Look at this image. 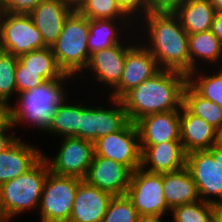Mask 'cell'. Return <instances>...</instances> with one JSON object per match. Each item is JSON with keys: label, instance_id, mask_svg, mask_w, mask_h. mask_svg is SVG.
I'll use <instances>...</instances> for the list:
<instances>
[{"label": "cell", "instance_id": "cell-10", "mask_svg": "<svg viewBox=\"0 0 222 222\" xmlns=\"http://www.w3.org/2000/svg\"><path fill=\"white\" fill-rule=\"evenodd\" d=\"M94 155L122 163L134 172L141 166L140 140L136 124L129 121L121 130L98 138L94 142Z\"/></svg>", "mask_w": 222, "mask_h": 222}, {"label": "cell", "instance_id": "cell-30", "mask_svg": "<svg viewBox=\"0 0 222 222\" xmlns=\"http://www.w3.org/2000/svg\"><path fill=\"white\" fill-rule=\"evenodd\" d=\"M75 10L89 20L94 19H130L115 0H82Z\"/></svg>", "mask_w": 222, "mask_h": 222}, {"label": "cell", "instance_id": "cell-37", "mask_svg": "<svg viewBox=\"0 0 222 222\" xmlns=\"http://www.w3.org/2000/svg\"><path fill=\"white\" fill-rule=\"evenodd\" d=\"M120 9L133 21L139 20L147 13L146 0H115ZM137 20V21H136Z\"/></svg>", "mask_w": 222, "mask_h": 222}, {"label": "cell", "instance_id": "cell-22", "mask_svg": "<svg viewBox=\"0 0 222 222\" xmlns=\"http://www.w3.org/2000/svg\"><path fill=\"white\" fill-rule=\"evenodd\" d=\"M188 47L190 72L203 68L201 63H205V71L209 70L206 68H210V65L215 68L222 67V42L213 34L212 30L188 34Z\"/></svg>", "mask_w": 222, "mask_h": 222}, {"label": "cell", "instance_id": "cell-43", "mask_svg": "<svg viewBox=\"0 0 222 222\" xmlns=\"http://www.w3.org/2000/svg\"><path fill=\"white\" fill-rule=\"evenodd\" d=\"M166 215H141L139 214L136 222H163Z\"/></svg>", "mask_w": 222, "mask_h": 222}, {"label": "cell", "instance_id": "cell-46", "mask_svg": "<svg viewBox=\"0 0 222 222\" xmlns=\"http://www.w3.org/2000/svg\"><path fill=\"white\" fill-rule=\"evenodd\" d=\"M215 12H222V0H210Z\"/></svg>", "mask_w": 222, "mask_h": 222}, {"label": "cell", "instance_id": "cell-24", "mask_svg": "<svg viewBox=\"0 0 222 222\" xmlns=\"http://www.w3.org/2000/svg\"><path fill=\"white\" fill-rule=\"evenodd\" d=\"M173 13L184 30L193 34L211 30L216 12L210 0H183Z\"/></svg>", "mask_w": 222, "mask_h": 222}, {"label": "cell", "instance_id": "cell-42", "mask_svg": "<svg viewBox=\"0 0 222 222\" xmlns=\"http://www.w3.org/2000/svg\"><path fill=\"white\" fill-rule=\"evenodd\" d=\"M213 222H222V202L212 203Z\"/></svg>", "mask_w": 222, "mask_h": 222}, {"label": "cell", "instance_id": "cell-14", "mask_svg": "<svg viewBox=\"0 0 222 222\" xmlns=\"http://www.w3.org/2000/svg\"><path fill=\"white\" fill-rule=\"evenodd\" d=\"M131 174L126 165L94 155L83 180L113 196H121L126 195Z\"/></svg>", "mask_w": 222, "mask_h": 222}, {"label": "cell", "instance_id": "cell-48", "mask_svg": "<svg viewBox=\"0 0 222 222\" xmlns=\"http://www.w3.org/2000/svg\"><path fill=\"white\" fill-rule=\"evenodd\" d=\"M72 6H76L82 0H67Z\"/></svg>", "mask_w": 222, "mask_h": 222}, {"label": "cell", "instance_id": "cell-9", "mask_svg": "<svg viewBox=\"0 0 222 222\" xmlns=\"http://www.w3.org/2000/svg\"><path fill=\"white\" fill-rule=\"evenodd\" d=\"M138 214L165 215L169 212L163 193V174L148 172L142 168L131 174L126 192Z\"/></svg>", "mask_w": 222, "mask_h": 222}, {"label": "cell", "instance_id": "cell-41", "mask_svg": "<svg viewBox=\"0 0 222 222\" xmlns=\"http://www.w3.org/2000/svg\"><path fill=\"white\" fill-rule=\"evenodd\" d=\"M10 123V117H0V133H16Z\"/></svg>", "mask_w": 222, "mask_h": 222}, {"label": "cell", "instance_id": "cell-17", "mask_svg": "<svg viewBox=\"0 0 222 222\" xmlns=\"http://www.w3.org/2000/svg\"><path fill=\"white\" fill-rule=\"evenodd\" d=\"M140 145L180 141V110L150 114L136 123Z\"/></svg>", "mask_w": 222, "mask_h": 222}, {"label": "cell", "instance_id": "cell-40", "mask_svg": "<svg viewBox=\"0 0 222 222\" xmlns=\"http://www.w3.org/2000/svg\"><path fill=\"white\" fill-rule=\"evenodd\" d=\"M16 138L17 133H0V152L4 151Z\"/></svg>", "mask_w": 222, "mask_h": 222}, {"label": "cell", "instance_id": "cell-29", "mask_svg": "<svg viewBox=\"0 0 222 222\" xmlns=\"http://www.w3.org/2000/svg\"><path fill=\"white\" fill-rule=\"evenodd\" d=\"M110 107L98 105L97 139L121 130L128 122L127 112L121 100L108 97Z\"/></svg>", "mask_w": 222, "mask_h": 222}, {"label": "cell", "instance_id": "cell-3", "mask_svg": "<svg viewBox=\"0 0 222 222\" xmlns=\"http://www.w3.org/2000/svg\"><path fill=\"white\" fill-rule=\"evenodd\" d=\"M72 78L77 80L75 76L65 74L59 79L46 80L33 89L18 93L15 104L9 106L10 123L14 129L26 122L28 126L45 132L59 105L69 98L65 88Z\"/></svg>", "mask_w": 222, "mask_h": 222}, {"label": "cell", "instance_id": "cell-39", "mask_svg": "<svg viewBox=\"0 0 222 222\" xmlns=\"http://www.w3.org/2000/svg\"><path fill=\"white\" fill-rule=\"evenodd\" d=\"M213 34L222 42V12H216L212 23Z\"/></svg>", "mask_w": 222, "mask_h": 222}, {"label": "cell", "instance_id": "cell-35", "mask_svg": "<svg viewBox=\"0 0 222 222\" xmlns=\"http://www.w3.org/2000/svg\"><path fill=\"white\" fill-rule=\"evenodd\" d=\"M44 81L40 76V72L26 69V66L18 59L15 71L17 94L33 89Z\"/></svg>", "mask_w": 222, "mask_h": 222}, {"label": "cell", "instance_id": "cell-13", "mask_svg": "<svg viewBox=\"0 0 222 222\" xmlns=\"http://www.w3.org/2000/svg\"><path fill=\"white\" fill-rule=\"evenodd\" d=\"M161 70L152 53L135 42L126 52L125 64L119 84L109 93L110 98L121 99L131 89L153 77Z\"/></svg>", "mask_w": 222, "mask_h": 222}, {"label": "cell", "instance_id": "cell-26", "mask_svg": "<svg viewBox=\"0 0 222 222\" xmlns=\"http://www.w3.org/2000/svg\"><path fill=\"white\" fill-rule=\"evenodd\" d=\"M18 59L26 66V69L40 72V76L46 81L59 79L65 75L59 67L51 47H44L22 54Z\"/></svg>", "mask_w": 222, "mask_h": 222}, {"label": "cell", "instance_id": "cell-20", "mask_svg": "<svg viewBox=\"0 0 222 222\" xmlns=\"http://www.w3.org/2000/svg\"><path fill=\"white\" fill-rule=\"evenodd\" d=\"M134 27H136V23L131 19L89 20V33L87 37L89 54L122 43L126 39L125 33L126 37H129L130 34H133V30H136Z\"/></svg>", "mask_w": 222, "mask_h": 222}, {"label": "cell", "instance_id": "cell-18", "mask_svg": "<svg viewBox=\"0 0 222 222\" xmlns=\"http://www.w3.org/2000/svg\"><path fill=\"white\" fill-rule=\"evenodd\" d=\"M25 142L17 137L0 152V185L24 174L43 157L38 147Z\"/></svg>", "mask_w": 222, "mask_h": 222}, {"label": "cell", "instance_id": "cell-21", "mask_svg": "<svg viewBox=\"0 0 222 222\" xmlns=\"http://www.w3.org/2000/svg\"><path fill=\"white\" fill-rule=\"evenodd\" d=\"M216 129L199 116L180 109V141L186 154L214 147Z\"/></svg>", "mask_w": 222, "mask_h": 222}, {"label": "cell", "instance_id": "cell-4", "mask_svg": "<svg viewBox=\"0 0 222 222\" xmlns=\"http://www.w3.org/2000/svg\"><path fill=\"white\" fill-rule=\"evenodd\" d=\"M49 166L42 157L24 174L0 185V211L10 221L38 210Z\"/></svg>", "mask_w": 222, "mask_h": 222}, {"label": "cell", "instance_id": "cell-12", "mask_svg": "<svg viewBox=\"0 0 222 222\" xmlns=\"http://www.w3.org/2000/svg\"><path fill=\"white\" fill-rule=\"evenodd\" d=\"M135 32L136 31L133 32L132 36L130 35V39L126 38L120 44L114 45L107 49L98 50L90 54L89 62L86 68L83 70V74L79 75L80 78L86 76L84 72H91L90 75L94 78V80L100 85L101 83L104 84L102 85V87L104 86L103 89H106V86L108 89L111 88V92V90H113L119 84L122 77L127 50L136 41L141 39L135 37ZM133 37H135L136 40Z\"/></svg>", "mask_w": 222, "mask_h": 222}, {"label": "cell", "instance_id": "cell-36", "mask_svg": "<svg viewBox=\"0 0 222 222\" xmlns=\"http://www.w3.org/2000/svg\"><path fill=\"white\" fill-rule=\"evenodd\" d=\"M42 0H0L2 12L29 15Z\"/></svg>", "mask_w": 222, "mask_h": 222}, {"label": "cell", "instance_id": "cell-27", "mask_svg": "<svg viewBox=\"0 0 222 222\" xmlns=\"http://www.w3.org/2000/svg\"><path fill=\"white\" fill-rule=\"evenodd\" d=\"M182 106L189 113L203 118L215 129L222 125V108L198 95L188 84L183 91Z\"/></svg>", "mask_w": 222, "mask_h": 222}, {"label": "cell", "instance_id": "cell-5", "mask_svg": "<svg viewBox=\"0 0 222 222\" xmlns=\"http://www.w3.org/2000/svg\"><path fill=\"white\" fill-rule=\"evenodd\" d=\"M88 33L89 19L74 10L65 20L58 39L51 47L65 74L79 77L86 68L90 58Z\"/></svg>", "mask_w": 222, "mask_h": 222}, {"label": "cell", "instance_id": "cell-45", "mask_svg": "<svg viewBox=\"0 0 222 222\" xmlns=\"http://www.w3.org/2000/svg\"><path fill=\"white\" fill-rule=\"evenodd\" d=\"M0 117H10V108L0 100Z\"/></svg>", "mask_w": 222, "mask_h": 222}, {"label": "cell", "instance_id": "cell-28", "mask_svg": "<svg viewBox=\"0 0 222 222\" xmlns=\"http://www.w3.org/2000/svg\"><path fill=\"white\" fill-rule=\"evenodd\" d=\"M73 102L68 98L63 104L59 105L51 125L44 133L52 136L58 135L59 139L63 137H78L79 103Z\"/></svg>", "mask_w": 222, "mask_h": 222}, {"label": "cell", "instance_id": "cell-11", "mask_svg": "<svg viewBox=\"0 0 222 222\" xmlns=\"http://www.w3.org/2000/svg\"><path fill=\"white\" fill-rule=\"evenodd\" d=\"M56 156L43 153L49 170L58 175L83 179L94 156V143L79 137H63Z\"/></svg>", "mask_w": 222, "mask_h": 222}, {"label": "cell", "instance_id": "cell-1", "mask_svg": "<svg viewBox=\"0 0 222 222\" xmlns=\"http://www.w3.org/2000/svg\"><path fill=\"white\" fill-rule=\"evenodd\" d=\"M139 21L135 29L136 31L138 29V34L142 35L136 36L142 38L141 43L152 53L159 67L188 75L190 73L188 33L173 11L147 12Z\"/></svg>", "mask_w": 222, "mask_h": 222}, {"label": "cell", "instance_id": "cell-47", "mask_svg": "<svg viewBox=\"0 0 222 222\" xmlns=\"http://www.w3.org/2000/svg\"><path fill=\"white\" fill-rule=\"evenodd\" d=\"M0 222H11V221L0 211Z\"/></svg>", "mask_w": 222, "mask_h": 222}, {"label": "cell", "instance_id": "cell-33", "mask_svg": "<svg viewBox=\"0 0 222 222\" xmlns=\"http://www.w3.org/2000/svg\"><path fill=\"white\" fill-rule=\"evenodd\" d=\"M138 215L127 195L113 196L101 222H136Z\"/></svg>", "mask_w": 222, "mask_h": 222}, {"label": "cell", "instance_id": "cell-6", "mask_svg": "<svg viewBox=\"0 0 222 222\" xmlns=\"http://www.w3.org/2000/svg\"><path fill=\"white\" fill-rule=\"evenodd\" d=\"M82 180L49 171L38 208L39 222H69L76 191Z\"/></svg>", "mask_w": 222, "mask_h": 222}, {"label": "cell", "instance_id": "cell-25", "mask_svg": "<svg viewBox=\"0 0 222 222\" xmlns=\"http://www.w3.org/2000/svg\"><path fill=\"white\" fill-rule=\"evenodd\" d=\"M187 75V84L201 97L215 102L222 108V67L205 73L204 67ZM212 74V75H211Z\"/></svg>", "mask_w": 222, "mask_h": 222}, {"label": "cell", "instance_id": "cell-31", "mask_svg": "<svg viewBox=\"0 0 222 222\" xmlns=\"http://www.w3.org/2000/svg\"><path fill=\"white\" fill-rule=\"evenodd\" d=\"M17 62V56L0 50V100L8 107L13 96L17 97L15 82Z\"/></svg>", "mask_w": 222, "mask_h": 222}, {"label": "cell", "instance_id": "cell-7", "mask_svg": "<svg viewBox=\"0 0 222 222\" xmlns=\"http://www.w3.org/2000/svg\"><path fill=\"white\" fill-rule=\"evenodd\" d=\"M186 167L196 183L200 200L222 202V150L212 147L190 152L186 155Z\"/></svg>", "mask_w": 222, "mask_h": 222}, {"label": "cell", "instance_id": "cell-2", "mask_svg": "<svg viewBox=\"0 0 222 222\" xmlns=\"http://www.w3.org/2000/svg\"><path fill=\"white\" fill-rule=\"evenodd\" d=\"M187 74L161 69L153 77L127 92L120 100L129 121L136 123L144 116L170 110H180Z\"/></svg>", "mask_w": 222, "mask_h": 222}, {"label": "cell", "instance_id": "cell-19", "mask_svg": "<svg viewBox=\"0 0 222 222\" xmlns=\"http://www.w3.org/2000/svg\"><path fill=\"white\" fill-rule=\"evenodd\" d=\"M113 195L82 180L76 191L69 222H101Z\"/></svg>", "mask_w": 222, "mask_h": 222}, {"label": "cell", "instance_id": "cell-23", "mask_svg": "<svg viewBox=\"0 0 222 222\" xmlns=\"http://www.w3.org/2000/svg\"><path fill=\"white\" fill-rule=\"evenodd\" d=\"M163 193L170 209L200 200L196 183L186 166L163 174Z\"/></svg>", "mask_w": 222, "mask_h": 222}, {"label": "cell", "instance_id": "cell-8", "mask_svg": "<svg viewBox=\"0 0 222 222\" xmlns=\"http://www.w3.org/2000/svg\"><path fill=\"white\" fill-rule=\"evenodd\" d=\"M46 47L31 17L2 12L0 15V50L19 57Z\"/></svg>", "mask_w": 222, "mask_h": 222}, {"label": "cell", "instance_id": "cell-34", "mask_svg": "<svg viewBox=\"0 0 222 222\" xmlns=\"http://www.w3.org/2000/svg\"><path fill=\"white\" fill-rule=\"evenodd\" d=\"M83 103L79 101L78 137L94 143L97 140L98 106Z\"/></svg>", "mask_w": 222, "mask_h": 222}, {"label": "cell", "instance_id": "cell-32", "mask_svg": "<svg viewBox=\"0 0 222 222\" xmlns=\"http://www.w3.org/2000/svg\"><path fill=\"white\" fill-rule=\"evenodd\" d=\"M173 222H213L212 203L198 200L170 210Z\"/></svg>", "mask_w": 222, "mask_h": 222}, {"label": "cell", "instance_id": "cell-44", "mask_svg": "<svg viewBox=\"0 0 222 222\" xmlns=\"http://www.w3.org/2000/svg\"><path fill=\"white\" fill-rule=\"evenodd\" d=\"M214 147L222 150V125L216 129Z\"/></svg>", "mask_w": 222, "mask_h": 222}, {"label": "cell", "instance_id": "cell-16", "mask_svg": "<svg viewBox=\"0 0 222 222\" xmlns=\"http://www.w3.org/2000/svg\"><path fill=\"white\" fill-rule=\"evenodd\" d=\"M140 168L158 174L170 173L186 166V153L181 141H167L155 145H140Z\"/></svg>", "mask_w": 222, "mask_h": 222}, {"label": "cell", "instance_id": "cell-38", "mask_svg": "<svg viewBox=\"0 0 222 222\" xmlns=\"http://www.w3.org/2000/svg\"><path fill=\"white\" fill-rule=\"evenodd\" d=\"M183 0H146L149 12L173 11Z\"/></svg>", "mask_w": 222, "mask_h": 222}, {"label": "cell", "instance_id": "cell-15", "mask_svg": "<svg viewBox=\"0 0 222 222\" xmlns=\"http://www.w3.org/2000/svg\"><path fill=\"white\" fill-rule=\"evenodd\" d=\"M74 10L67 0H42L29 14L46 47L56 42L65 20Z\"/></svg>", "mask_w": 222, "mask_h": 222}]
</instances>
